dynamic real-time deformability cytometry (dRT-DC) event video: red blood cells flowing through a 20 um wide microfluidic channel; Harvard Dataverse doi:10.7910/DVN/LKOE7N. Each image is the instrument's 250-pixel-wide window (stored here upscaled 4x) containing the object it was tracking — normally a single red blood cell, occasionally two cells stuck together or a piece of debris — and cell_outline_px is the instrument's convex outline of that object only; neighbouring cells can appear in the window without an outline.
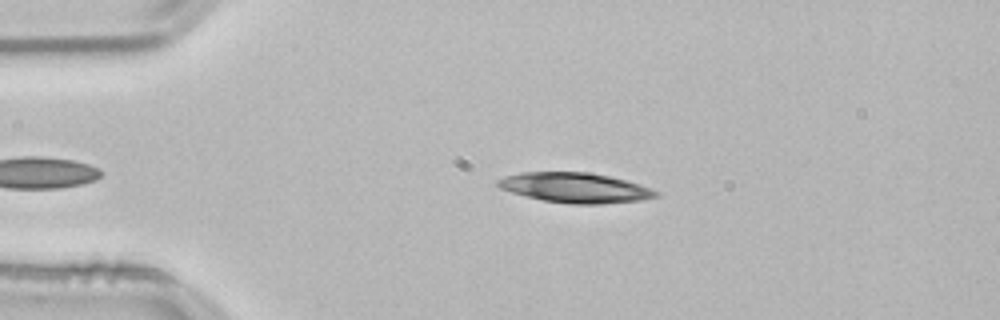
{"species": "common noctule bat (a hibernating species)", "species_latin": "Nyctalus noctula", "temperature_condition": "room temperature", "stored_images_in_passage": 41, "camera_frame_rate_fps": 3000, "um_per_image_px": 0.085, "animal": {"sex": "male", "body_mass_g": 21.5, "forearm_length_mm": 52.0}, "frame": {"image": 1, "passage_image": 5, "time_ms": 1.333, "image_size_px": [1000, 320], "cell_outline_px": [[660, 196], [640, 200], [604, 204], [572, 204], [544, 200], [512, 192], [500, 188], [496, 184], [496, 180], [504, 176], [520, 172], [588, 172], [608, 176], [624, 180], [660, 192]], "centroid_in_image_um": [48.86, 15.95], "position_along_channel_um": 36.1, "area_um2": 27.34}}